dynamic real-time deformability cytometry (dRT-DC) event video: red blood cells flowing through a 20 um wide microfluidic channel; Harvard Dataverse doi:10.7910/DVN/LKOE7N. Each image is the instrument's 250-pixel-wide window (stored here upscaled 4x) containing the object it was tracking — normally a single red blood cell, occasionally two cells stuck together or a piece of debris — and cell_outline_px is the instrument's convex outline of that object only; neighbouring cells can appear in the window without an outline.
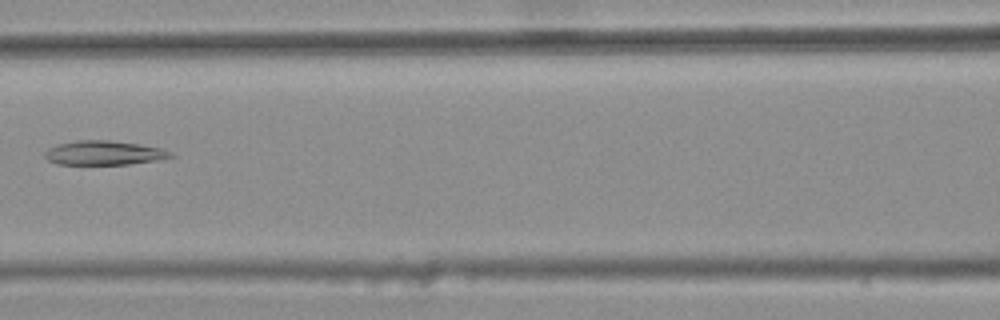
{"species": "common noctule bat (a hibernating species)", "species_latin": "Nyctalus noctula", "temperature_condition": "warm", "stored_images_in_passage": 5, "camera_frame_rate_fps": 3000, "um_per_image_px": 0.085, "animal": {"sex": "female", "body_mass_g": 25.1}, "frame": {"image": 1, "passage_image": 5, "time_ms": 1.333, "image_size_px": [1000, 320], "cell_outline_px": [[176, 156], [156, 160], [128, 164], [56, 164], [48, 160], [44, 156], [44, 152], [48, 148], [60, 144], [76, 140], [108, 140], [140, 144], [160, 148]], "centroid_in_image_um": [8.8, 12.99], "position_along_channel_um": 157.8, "area_um2": 17.57}}